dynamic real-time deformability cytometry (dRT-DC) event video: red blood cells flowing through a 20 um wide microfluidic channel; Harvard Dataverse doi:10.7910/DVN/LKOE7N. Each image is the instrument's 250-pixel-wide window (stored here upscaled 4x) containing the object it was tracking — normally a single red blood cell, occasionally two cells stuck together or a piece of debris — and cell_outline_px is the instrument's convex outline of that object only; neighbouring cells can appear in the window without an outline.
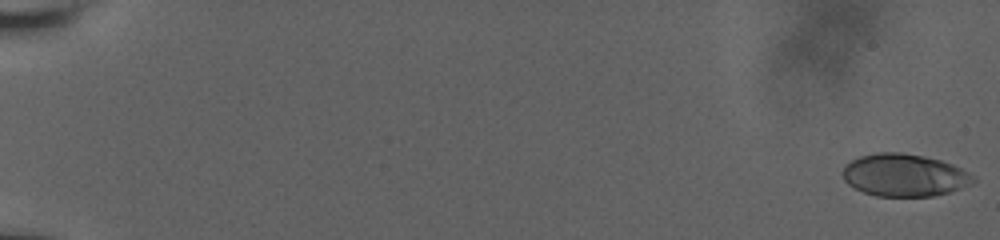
{"species": "human", "species_latin": "Homo sapiens", "temperature_condition": "room temperature", "stored_images_in_passage": 40, "camera_frame_rate_fps": 3000, "um_per_image_px": 0.085, "donor": {"sex": "male"}, "frame": {"image": 1, "passage_image": 1, "time_ms": 0.0, "image_size_px": [1000, 240], "cell_outline_px": [[976, 180], [972, 184], [948, 192], [932, 196], [876, 196], [864, 192], [848, 184], [844, 180], [840, 172], [844, 164], [860, 156], [876, 152], [900, 152], [924, 156], [940, 160], [952, 164], [976, 176]], "centroid_in_image_um": [76.84, 14.88], "position_along_channel_um": 8.2, "area_um2": 32.48}}
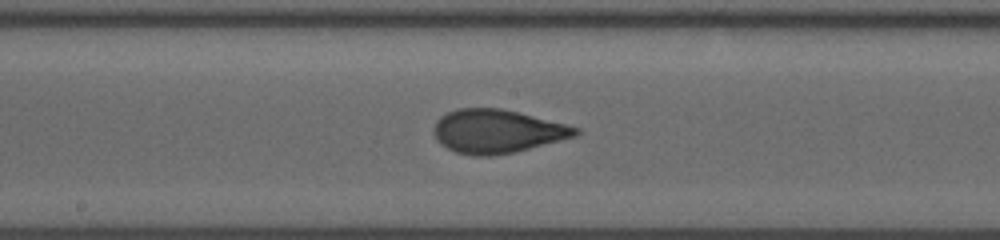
{"frame": {"image": 2, "passage_image": 17, "time_ms": 11.0, "image_size_px": [1000, 240], "cell_outline_px": [[580, 132], [576, 136], [512, 152], [492, 156], [472, 156], [456, 152], [440, 144], [436, 140], [432, 132], [432, 128], [436, 120], [440, 116], [448, 112], [460, 108], [500, 108], [580, 128]], "centroid_in_image_um": [42.17, 11.16], "position_along_channel_um": 206.0, "area_um2": 35.66}}
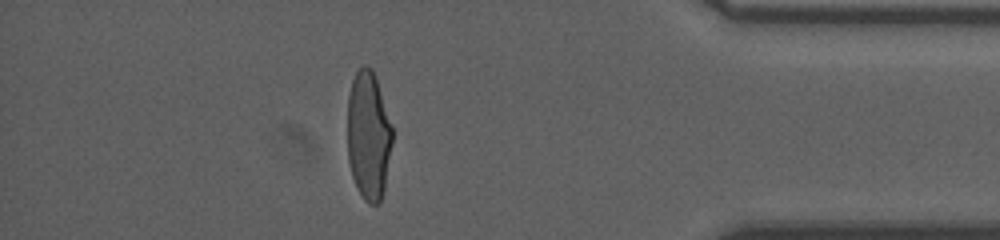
{"frame": {"image": 3, "passage_image": 34, "time_ms": 17.0, "image_size_px": [1000, 240], "cell_outline_px": [[392, 144], [384, 192], [380, 200], [376, 204], [368, 204], [364, 200], [356, 188], [352, 176], [348, 160], [348, 96], [352, 80], [356, 72], [364, 64], [372, 68], [376, 76], [392, 124]], "centroid_in_image_um": [31.33, 11.52], "position_along_channel_um": 403.9, "area_um2": 34.04}, "authors_computed_cell_mechanics": {"area_um2": 34.8245, "velocity_mm_per_s": 3.7988, "shape_relaxation_time_tau1_ms": 6.2697, "shape_relaxation_time_tau2_ms": 0.6788, "deformation_change_tau1": 0.2365, "deformation_change_tau2": 0.0621}}